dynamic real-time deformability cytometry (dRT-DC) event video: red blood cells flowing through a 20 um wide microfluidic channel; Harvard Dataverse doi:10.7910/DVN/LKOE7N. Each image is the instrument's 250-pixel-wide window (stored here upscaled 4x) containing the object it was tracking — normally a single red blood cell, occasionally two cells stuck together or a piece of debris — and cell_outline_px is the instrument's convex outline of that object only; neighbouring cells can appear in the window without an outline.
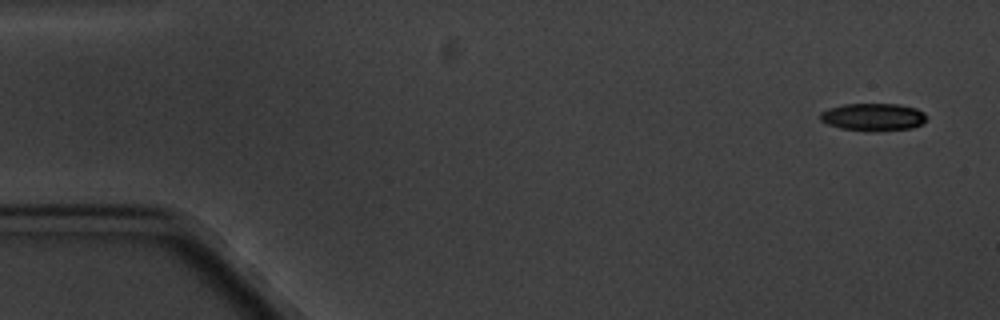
{"species": "common noctule bat (a hibernating species)", "species_latin": "Nyctalus noctula", "temperature_condition": "cold", "stored_images_in_passage": 5, "camera_frame_rate_fps": 3000, "um_per_image_px": 0.085, "animal": {"sex": "male", "body_mass_g": 20.1, "forearm_length_mm": 53.5}, "frame": {"image": 1, "passage_image": 1, "time_ms": 0.0, "image_size_px": [1000, 320], "cell_outline_px": [[924, 120], [920, 124], [912, 128], [876, 132], [840, 128], [828, 124], [820, 120], [820, 112], [828, 108], [844, 104], [900, 104], [916, 108], [924, 112]], "centroid_in_image_um": [74.19, 9.95], "position_along_channel_um": 10.8, "area_um2": 17.11}}
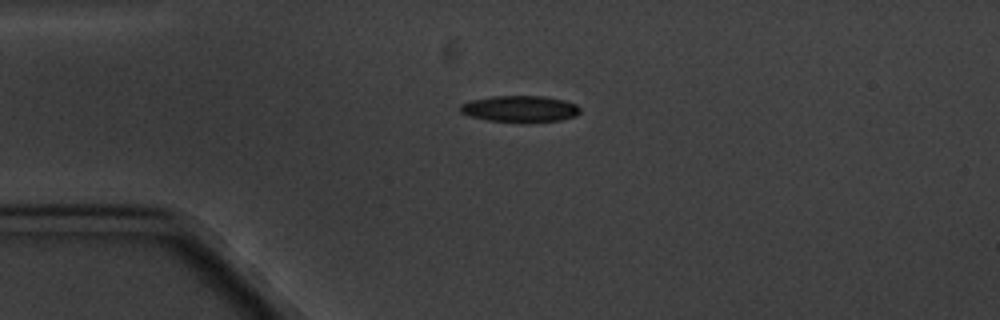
{"frame": {"image": 2, "passage_image": 4, "time_ms": 3.667, "image_size_px": [1000, 320], "cell_outline_px": [[580, 112], [576, 116], [560, 120], [488, 120], [468, 116], [460, 112], [460, 104], [472, 100], [492, 96], [544, 96], [564, 100], [576, 104], [580, 108]], "centroid_in_image_um": [44.19, 9.21], "position_along_channel_um": 40.8, "area_um2": 17.86}}